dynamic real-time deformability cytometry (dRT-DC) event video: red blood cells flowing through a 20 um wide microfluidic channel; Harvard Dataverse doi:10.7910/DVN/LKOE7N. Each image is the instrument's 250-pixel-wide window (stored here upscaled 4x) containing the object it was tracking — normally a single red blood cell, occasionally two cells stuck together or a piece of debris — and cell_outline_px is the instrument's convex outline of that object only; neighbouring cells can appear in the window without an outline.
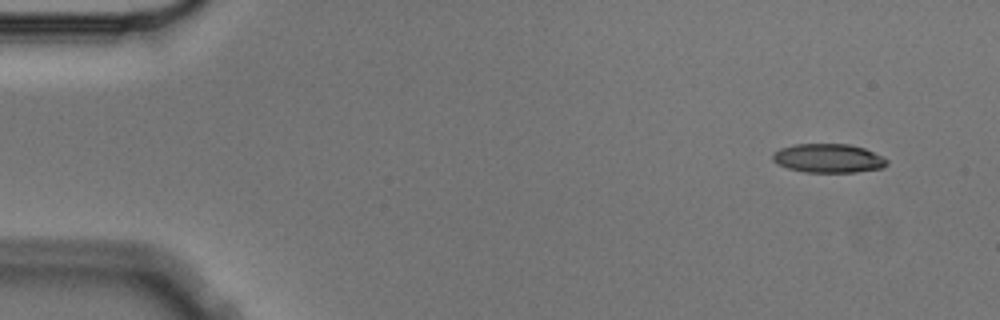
{"species": "Egyptian fruit bat (a non-hibernating species)", "species_latin": "Rousettus aegyptiacus", "temperature_condition": "cold", "stored_images_in_passage": 7, "camera_frame_rate_fps": 3000, "um_per_image_px": 0.085, "animal": {"sex": "male"}, "frame": {"image": 1, "passage_image": 1, "time_ms": 0.0, "image_size_px": [1000, 320], "cell_outline_px": [[888, 164], [880, 168], [856, 172], [804, 172], [788, 168], [776, 164], [772, 160], [772, 152], [780, 148], [796, 144], [848, 144], [864, 148], [888, 160]], "centroid_in_image_um": [70.35, 13.45], "position_along_channel_um": 14.6, "area_um2": 19.19}}
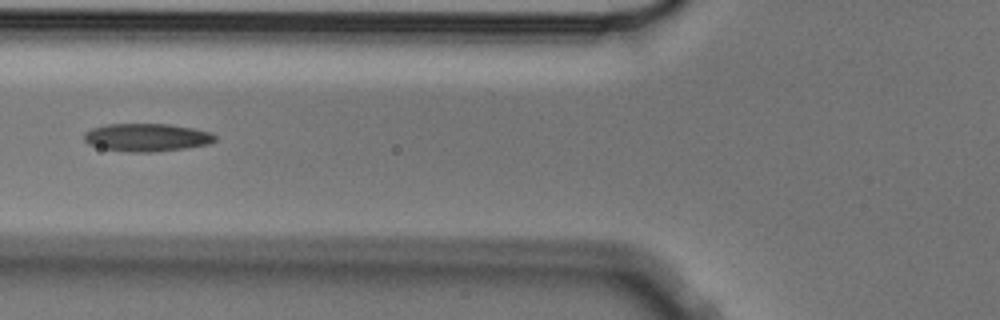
{"frame": {"image": 2, "passage_image": 5, "time_ms": 1.333, "image_size_px": [1000, 320], "cell_outline_px": [[216, 140], [208, 144], [184, 148], [156, 152], [128, 152], [100, 148], [88, 144], [84, 140], [84, 132], [92, 128], [108, 124], [168, 124], [192, 128], [212, 132], [216, 136]], "centroid_in_image_um": [12.46, 11.68], "position_along_channel_um": 113.3, "area_um2": 21.39}}
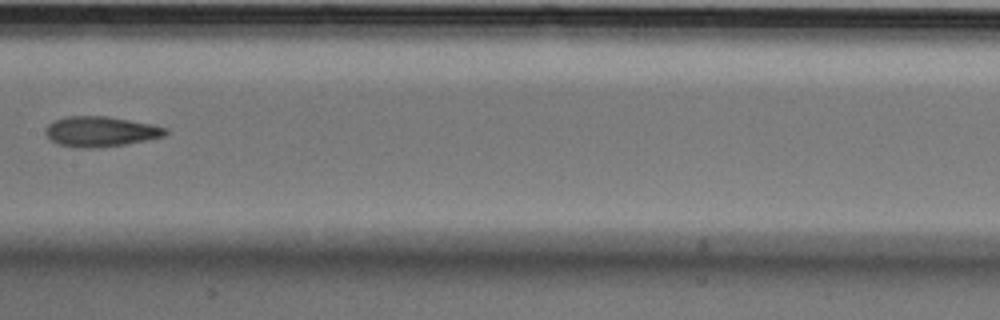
{"frame": {"image": 3, "passage_image": 7, "time_ms": 2.0, "image_size_px": [1000, 320], "cell_outline_px": [[168, 132], [164, 136], [148, 140], [124, 144], [92, 148], [76, 148], [60, 144], [52, 140], [44, 132], [48, 124], [52, 120], [68, 116], [108, 116], [152, 124], [168, 128]], "centroid_in_image_um": [8.56, 11.17], "position_along_channel_um": 198.8, "area_um2": 21.15}}